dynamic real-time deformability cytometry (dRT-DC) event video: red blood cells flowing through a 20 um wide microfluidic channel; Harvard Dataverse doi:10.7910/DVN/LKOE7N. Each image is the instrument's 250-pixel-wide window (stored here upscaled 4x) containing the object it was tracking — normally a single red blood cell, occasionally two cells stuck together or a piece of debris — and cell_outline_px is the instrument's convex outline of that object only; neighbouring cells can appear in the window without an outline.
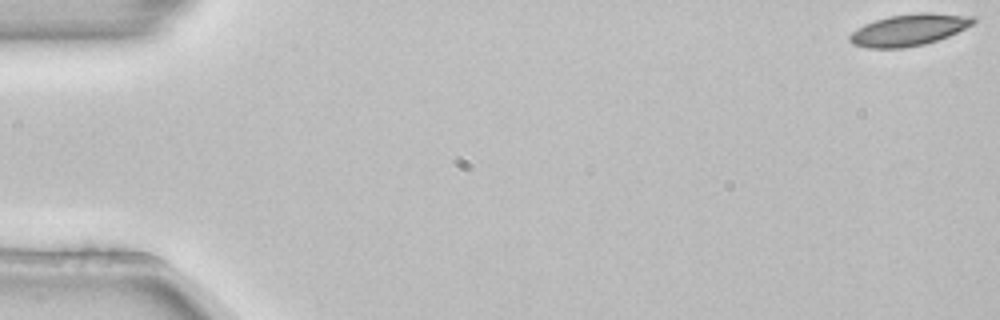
{"species": "common noctule bat (a hibernating species)", "species_latin": "Nyctalus noctula", "temperature_condition": "room temperature", "stored_images_in_passage": 5, "segment_of_instrument_passage": [1, 2], "camera_frame_rate_fps": 3000, "um_per_image_px": 0.085, "animal": {"sex": "female", "body_mass_g": 22.7, "forearm_length_mm": 54.2}, "frame": {"image": 1, "passage_image": 1, "time_ms": 0.0, "image_size_px": [1000, 320], "cell_outline_px": [[976, 20], [972, 24], [948, 36], [924, 44], [904, 48], [868, 48], [852, 44], [848, 40], [848, 36], [852, 32], [864, 24], [888, 16], [920, 12], [928, 12], [976, 16]], "centroid_in_image_um": [77.24, 2.53], "position_along_channel_um": 7.8, "area_um2": 22.77}}
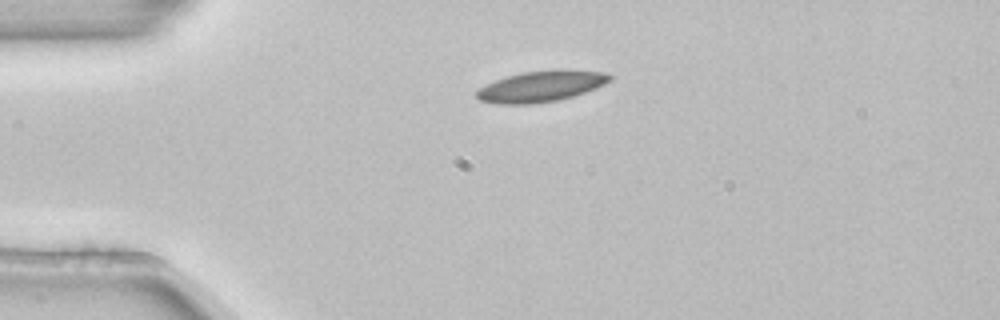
{"frame": {"image": 2, "passage_image": 4, "time_ms": 1.0, "image_size_px": [1000, 320], "cell_outline_px": [[612, 80], [596, 88], [572, 96], [556, 100], [532, 104], [496, 104], [480, 100], [476, 96], [476, 92], [480, 88], [496, 80], [508, 76], [524, 72], [556, 68], [560, 68], [604, 72], [612, 76]], "centroid_in_image_um": [46.03, 7.32], "position_along_channel_um": 39.0, "area_um2": 24.04}}